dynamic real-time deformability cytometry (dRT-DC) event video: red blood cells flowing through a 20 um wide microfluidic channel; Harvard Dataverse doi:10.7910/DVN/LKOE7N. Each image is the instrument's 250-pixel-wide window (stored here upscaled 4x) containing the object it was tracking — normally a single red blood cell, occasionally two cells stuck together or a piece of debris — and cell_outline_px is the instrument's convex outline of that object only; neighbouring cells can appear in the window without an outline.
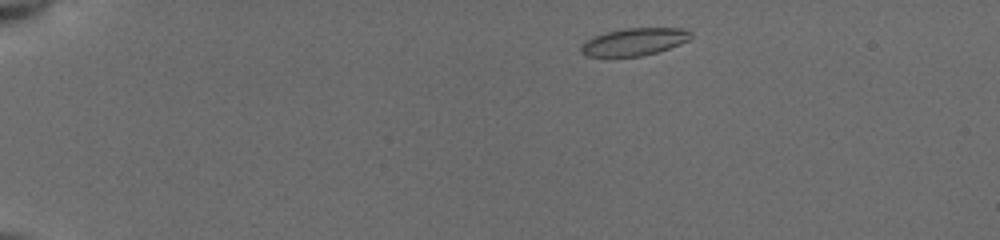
{"species": "common noctule bat (a hibernating species)", "species_latin": "Nyctalus noctula", "temperature_condition": "cold", "stored_images_in_passage": 17, "camera_frame_rate_fps": 3000, "um_per_image_px": 0.085, "animal": {"sex": "female", "body_mass_g": 19.5, "forearm_length_mm": 54.1}, "frame": {"image": 1, "passage_image": 3, "time_ms": 0.667, "image_size_px": [1000, 240], "cell_outline_px": [[692, 36], [688, 40], [680, 44], [656, 52], [640, 56], [588, 56], [580, 52], [580, 48], [584, 40], [608, 32], [624, 28], [684, 28], [692, 32]], "centroid_in_image_um": [53.92, 3.54], "position_along_channel_um": 31.1, "area_um2": 17.4}}
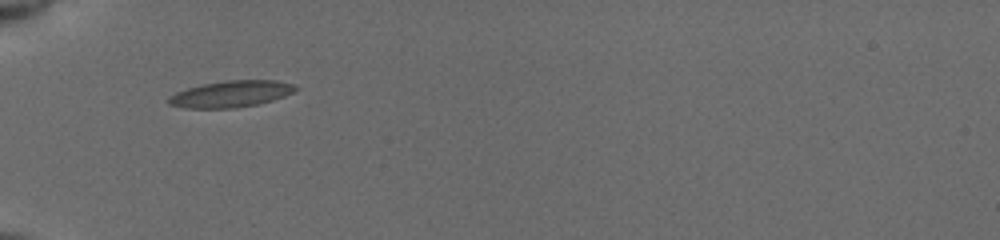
{"frame": {"image": 2, "passage_image": 11, "time_ms": 3.667, "image_size_px": [1000, 240], "cell_outline_px": [[300, 88], [284, 96], [272, 100], [256, 104], [232, 108], [184, 108], [168, 104], [168, 96], [176, 92], [188, 88], [204, 84], [228, 80], [276, 80], [292, 84]], "centroid_in_image_um": [19.62, 7.98], "position_along_channel_um": 65.4, "area_um2": 19.42}}
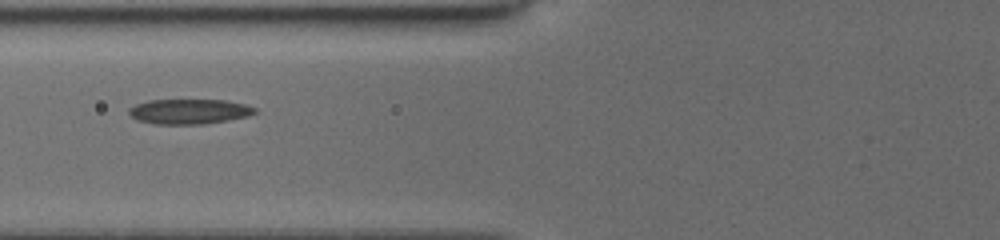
{"frame": {"image": 3, "passage_image": 15, "time_ms": 5.0, "image_size_px": [1000, 240], "cell_outline_px": [[256, 112], [248, 116], [228, 120], [204, 124], [156, 124], [136, 120], [128, 112], [128, 108], [136, 104], [148, 100], [224, 100], [244, 104], [256, 108]], "centroid_in_image_um": [16.06, 9.48], "position_along_channel_um": 109.7, "area_um2": 18.32}}